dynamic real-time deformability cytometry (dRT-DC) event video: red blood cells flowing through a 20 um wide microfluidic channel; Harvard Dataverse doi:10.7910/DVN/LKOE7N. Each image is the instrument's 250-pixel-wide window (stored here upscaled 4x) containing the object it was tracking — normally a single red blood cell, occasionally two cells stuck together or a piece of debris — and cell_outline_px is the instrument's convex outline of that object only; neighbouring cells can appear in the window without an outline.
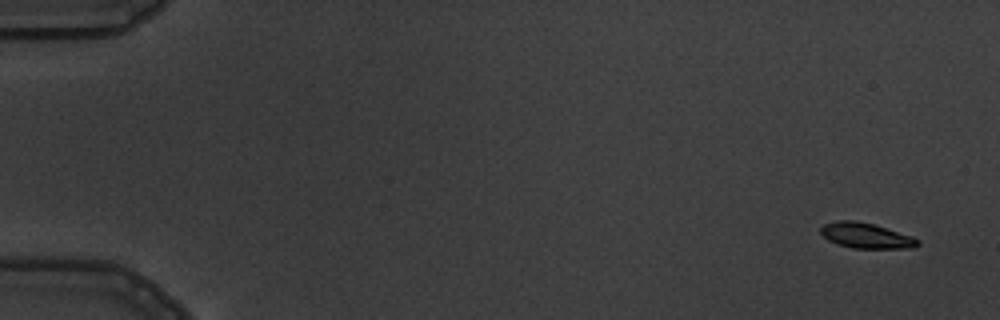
{"species": "common noctule bat (a hibernating species)", "species_latin": "Nyctalus noctula", "temperature_condition": "warm", "stored_images_in_passage": 8, "camera_frame_rate_fps": 3000, "um_per_image_px": 0.085, "animal": {"sex": "male", "body_mass_g": 19.5, "forearm_length_mm": 54.6}, "frame": {"image": 1, "passage_image": 1, "time_ms": 0.0, "image_size_px": [1000, 320], "cell_outline_px": [[920, 244], [916, 248], [852, 248], [836, 244], [828, 240], [820, 232], [820, 228], [824, 224], [836, 220], [856, 220], [872, 224], [912, 236], [920, 240]], "centroid_in_image_um": [73.61, 20.03], "position_along_channel_um": 11.4, "area_um2": 14.39}}
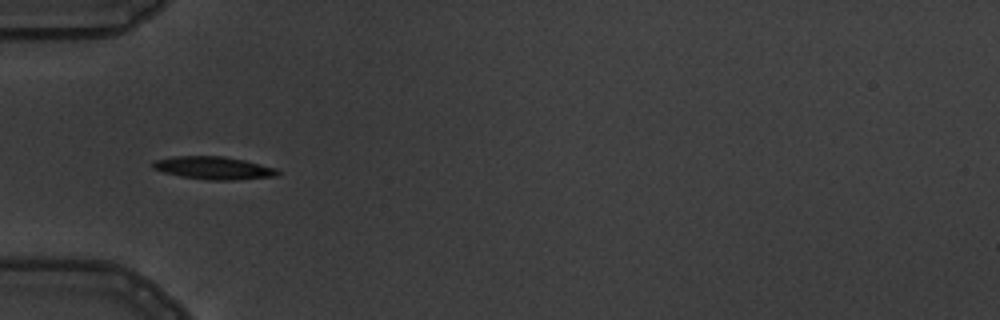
{"frame": {"image": 2, "passage_image": 5, "time_ms": 5.333, "image_size_px": [1000, 320], "cell_outline_px": [[280, 172], [276, 176], [228, 180], [208, 180], [180, 176], [164, 172], [152, 168], [152, 164], [156, 160], [172, 156], [224, 156], [244, 160], [276, 168]], "centroid_in_image_um": [18.14, 14.27], "position_along_channel_um": 66.9, "area_um2": 16.42}}
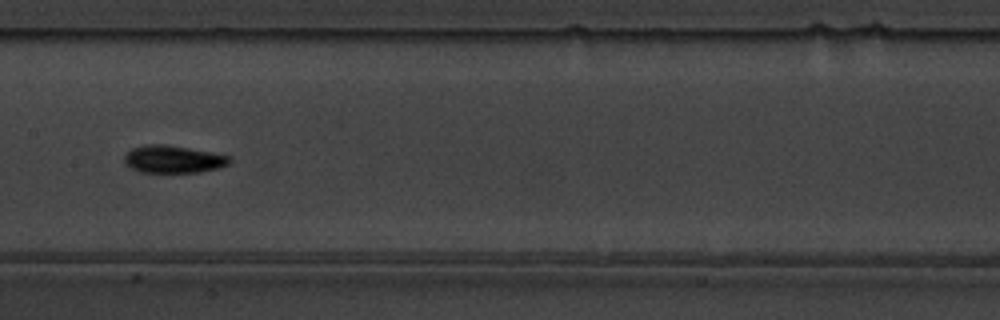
{"frame": {"image": 3, "passage_image": 8, "time_ms": 8.667, "image_size_px": [1000, 320], "cell_outline_px": [[232, 160], [228, 164], [220, 168], [200, 172], [140, 172], [124, 164], [124, 156], [132, 148], [144, 144], [164, 144], [212, 152], [232, 156]], "centroid_in_image_um": [14.74, 13.53], "position_along_channel_um": 192.7, "area_um2": 16.99}}